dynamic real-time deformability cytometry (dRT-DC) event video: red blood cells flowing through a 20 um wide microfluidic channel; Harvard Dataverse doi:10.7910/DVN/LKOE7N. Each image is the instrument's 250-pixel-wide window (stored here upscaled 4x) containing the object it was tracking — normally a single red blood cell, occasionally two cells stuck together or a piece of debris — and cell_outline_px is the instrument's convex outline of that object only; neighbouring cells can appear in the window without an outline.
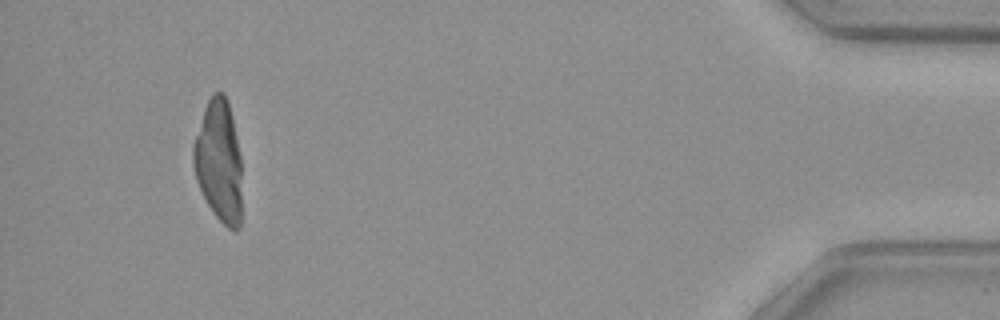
{"species": "common noctule bat (a hibernating species)", "species_latin": "Nyctalus noctula", "temperature_condition": "warm", "stored_images_in_passage": 41, "camera_frame_rate_fps": 3000, "um_per_image_px": 0.085, "animal": {"sex": "female", "body_mass_g": 29.2, "forearm_length_mm": 56.3}, "frame": {"image": 1, "passage_image": 38, "time_ms": 12.333, "image_size_px": [1000, 320], "cell_outline_px": [[240, 228], [236, 232], [232, 232], [216, 216], [208, 204], [196, 180], [192, 164], [192, 144], [204, 108], [212, 92], [224, 92], [228, 104], [236, 136], [240, 156]], "centroid_in_image_um": [18.57, 13.69], "position_along_channel_um": 416.6, "area_um2": 34.33}}